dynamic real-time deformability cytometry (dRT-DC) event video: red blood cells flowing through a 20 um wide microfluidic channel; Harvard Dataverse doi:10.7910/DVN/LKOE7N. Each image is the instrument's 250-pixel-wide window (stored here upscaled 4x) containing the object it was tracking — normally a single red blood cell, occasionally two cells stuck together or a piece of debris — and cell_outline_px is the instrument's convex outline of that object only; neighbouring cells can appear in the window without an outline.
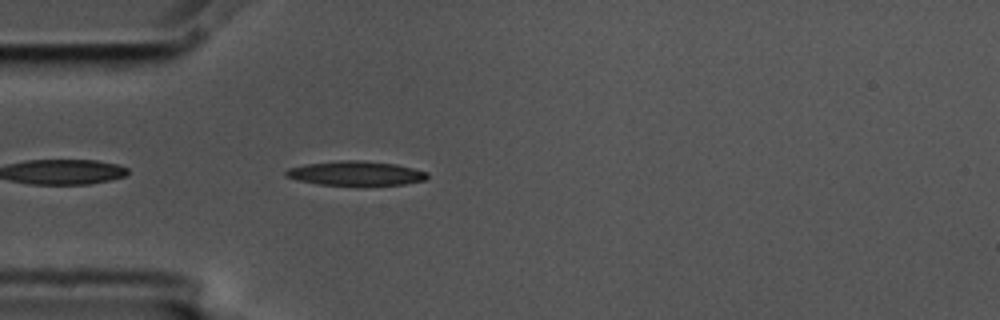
{"species": "common noctule bat (a hibernating species)", "species_latin": "Nyctalus noctula", "temperature_condition": "cold", "stored_images_in_passage": 4, "camera_frame_rate_fps": 3000, "um_per_image_px": 0.085, "animal": {"sex": "male", "body_mass_g": 17.5, "forearm_length_mm": 52.3}, "frame": {"image": 1, "passage_image": 4, "time_ms": 1.0, "image_size_px": [1000, 320], "cell_outline_px": [[428, 176], [424, 180], [404, 184], [356, 188], [316, 184], [284, 176], [284, 172], [288, 168], [304, 164], [340, 160], [356, 160], [396, 164], [428, 172]], "centroid_in_image_um": [30.22, 14.77], "position_along_channel_um": 54.8, "area_um2": 20.92}}